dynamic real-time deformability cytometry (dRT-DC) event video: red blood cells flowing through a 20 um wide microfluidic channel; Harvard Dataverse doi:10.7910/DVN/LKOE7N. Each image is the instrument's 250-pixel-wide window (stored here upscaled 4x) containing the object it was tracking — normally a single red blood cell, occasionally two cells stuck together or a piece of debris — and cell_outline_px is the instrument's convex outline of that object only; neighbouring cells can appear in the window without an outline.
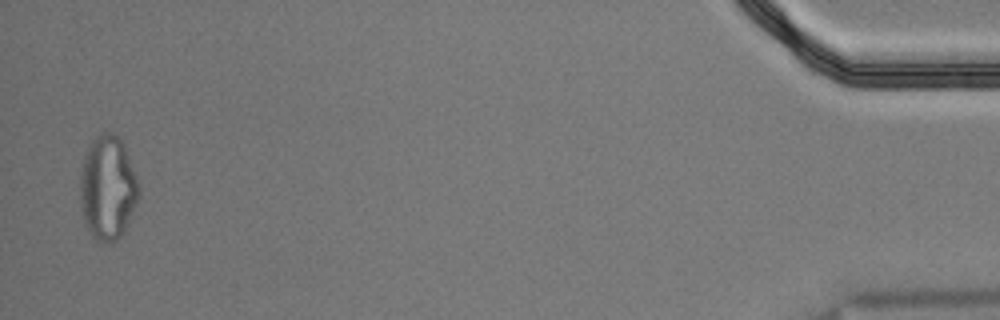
{"species": "Egyptian fruit bat (a non-hibernating species)", "species_latin": "Rousettus aegyptiacus", "temperature_condition": "cold", "stored_images_in_passage": 49, "segment_of_instrument_passage": [2, 2], "camera_frame_rate_fps": 3000, "um_per_image_px": 0.085, "animal": {"sex": "male"}, "frame": {"image": 1, "passage_image": 48, "time_ms": 15.667, "image_size_px": [1000, 320], "cell_outline_px": [[140, 196], [124, 232], [116, 240], [100, 244], [88, 232], [84, 224], [80, 208], [80, 176], [84, 156], [92, 140], [100, 132], [112, 132], [120, 136], [124, 144], [140, 184]], "centroid_in_image_um": [9.16, 15.97], "position_along_channel_um": 426.0, "area_um2": 36.41}}